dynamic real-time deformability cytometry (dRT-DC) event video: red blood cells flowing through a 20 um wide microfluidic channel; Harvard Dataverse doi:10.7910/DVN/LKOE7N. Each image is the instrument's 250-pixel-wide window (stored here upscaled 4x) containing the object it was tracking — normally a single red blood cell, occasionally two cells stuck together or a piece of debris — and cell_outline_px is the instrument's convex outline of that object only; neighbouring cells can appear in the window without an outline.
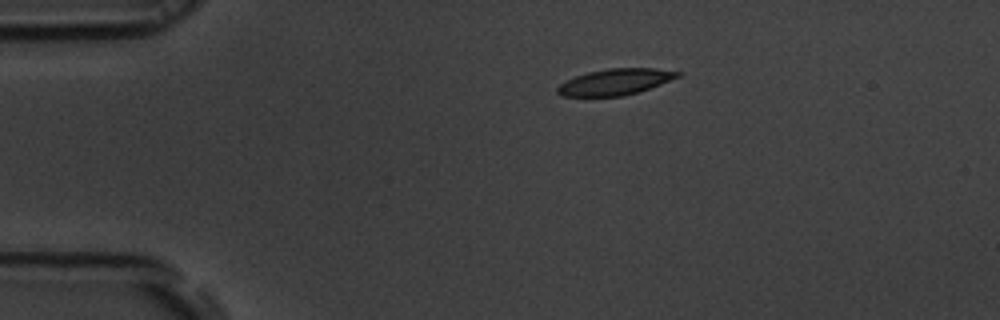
{"species": "common noctule bat (a hibernating species)", "species_latin": "Nyctalus noctula", "temperature_condition": "room temperature", "stored_images_in_passage": 44, "camera_frame_rate_fps": 3000, "um_per_image_px": 0.085, "animal": {"sex": "male", "body_mass_g": 19.5, "forearm_length_mm": 54.6}, "frame": {"image": 1, "passage_image": 1, "time_ms": 0.0, "image_size_px": [1000, 320], "cell_outline_px": [[680, 76], [660, 84], [636, 92], [620, 96], [560, 96], [556, 92], [556, 88], [560, 84], [576, 76], [588, 72], [608, 68], [656, 68], [680, 72]], "centroid_in_image_um": [52.26, 6.95], "position_along_channel_um": 32.7, "area_um2": 18.03}}
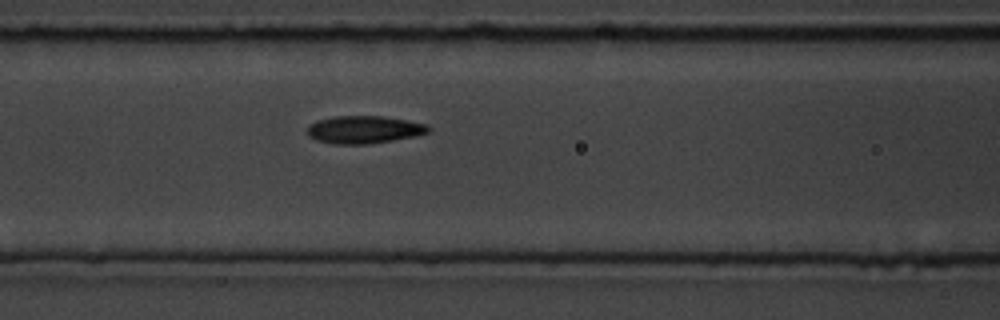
{"frame": {"image": 2, "passage_image": 13, "time_ms": 4.0, "image_size_px": [1000, 320], "cell_outline_px": [[432, 128], [428, 132], [416, 136], [368, 144], [332, 144], [316, 140], [308, 136], [308, 124], [316, 120], [336, 116], [384, 116], [428, 124]], "centroid_in_image_um": [30.94, 11.01], "position_along_channel_um": 135.7, "area_um2": 19.65}}
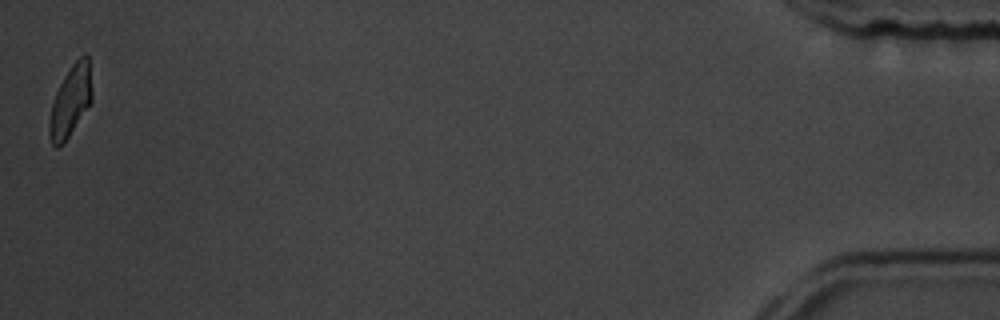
{"frame": {"image": 3, "passage_image": 44, "time_ms": 14.333, "image_size_px": [1000, 320], "cell_outline_px": [[92, 100], [64, 144], [56, 148], [52, 144], [48, 136], [48, 124], [52, 104], [56, 92], [64, 76], [72, 64], [80, 56], [88, 56], [92, 88]], "centroid_in_image_um": [5.98, 8.63], "position_along_channel_um": 429.2, "area_um2": 17.57}, "authors_computed_cell_mechanics": {"area_um2": 19.1896, "velocity_mm_per_s": 3.7658, "shape_relaxation_time_tau1_ms": 6.8898, "shape_relaxation_time_tau2_ms": 2.656, "deformation_change_tau1": 0.1734, "deformation_change_tau2": 0.0872}}